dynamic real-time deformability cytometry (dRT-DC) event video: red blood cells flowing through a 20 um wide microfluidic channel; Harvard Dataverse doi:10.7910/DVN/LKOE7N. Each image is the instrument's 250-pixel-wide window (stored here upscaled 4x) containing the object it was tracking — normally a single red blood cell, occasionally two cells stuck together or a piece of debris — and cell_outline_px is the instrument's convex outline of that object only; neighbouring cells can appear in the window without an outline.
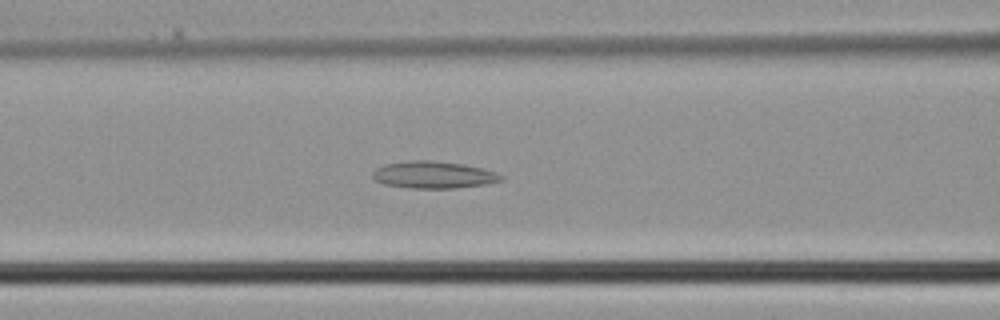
{"species": "common noctule bat (a hibernating species)", "species_latin": "Nyctalus noctula", "temperature_condition": "cold", "stored_images_in_passage": 40, "camera_frame_rate_fps": 3000, "um_per_image_px": 0.085, "animal": {"sex": "male", "body_mass_g": 21.5, "forearm_length_mm": 52.0}, "frame": {"image": 1, "passage_image": 16, "time_ms": 5.0, "image_size_px": [1000, 320], "cell_outline_px": [[504, 180], [488, 184], [456, 188], [412, 188], [384, 184], [376, 180], [372, 176], [372, 172], [376, 168], [384, 164], [408, 160], [428, 160], [460, 164], [484, 168], [496, 172], [504, 176]], "centroid_in_image_um": [36.87, 14.86], "position_along_channel_um": 129.7, "area_um2": 20.35}}
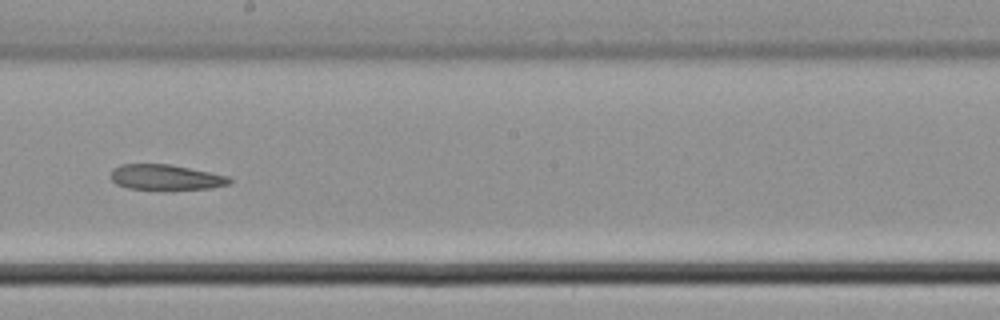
{"frame": {"image": 2, "passage_image": 22, "time_ms": 7.0, "image_size_px": [1000, 320], "cell_outline_px": [[232, 180], [228, 184], [212, 188], [172, 192], [128, 188], [116, 184], [112, 180], [112, 168], [120, 164], [168, 164], [228, 176]], "centroid_in_image_um": [14.08, 15.11], "position_along_channel_um": 234.1, "area_um2": 18.15}}
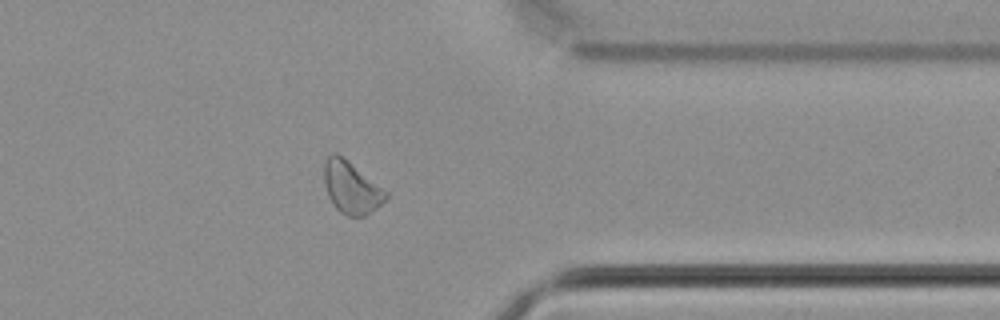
{"frame": {"image": 3, "passage_image": 31, "time_ms": 10.0, "image_size_px": [1000, 320], "cell_outline_px": [[388, 196], [376, 208], [364, 216], [348, 216], [340, 212], [332, 204], [328, 196], [324, 184], [324, 164], [328, 156], [332, 152], [336, 152], [388, 192]], "centroid_in_image_um": [29.83, 15.95], "position_along_channel_um": 381.6, "area_um2": 18.44}}